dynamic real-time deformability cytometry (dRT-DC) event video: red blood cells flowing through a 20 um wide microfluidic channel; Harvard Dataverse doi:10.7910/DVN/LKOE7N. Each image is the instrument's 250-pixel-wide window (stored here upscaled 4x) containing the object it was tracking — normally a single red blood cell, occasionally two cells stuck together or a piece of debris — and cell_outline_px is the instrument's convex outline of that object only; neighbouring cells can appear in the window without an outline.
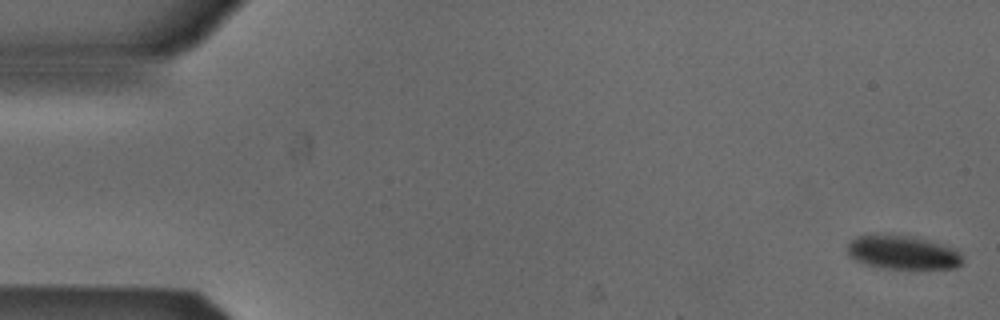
{"species": "Egyptian fruit bat (a non-hibernating species)", "species_latin": "Rousettus aegyptiacus", "temperature_condition": "cold", "stored_images_in_passage": 53, "camera_frame_rate_fps": 3000, "um_per_image_px": 0.085, "animal": {"sex": "male"}, "frame": {"image": 1, "passage_image": 1, "time_ms": 0.0, "image_size_px": [1000, 320], "cell_outline_px": [[964, 260], [956, 268], [884, 268], [868, 264], [856, 260], [848, 256], [848, 244], [856, 236], [908, 236], [928, 240], [956, 248], [960, 252]], "centroid_in_image_um": [76.79, 21.47], "position_along_channel_um": 8.2, "area_um2": 22.14}}
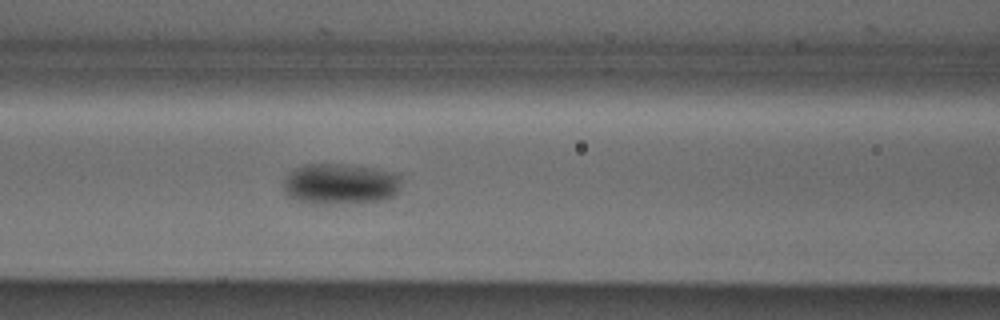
{"frame": {"image": 2, "passage_image": 22, "time_ms": 7.0, "image_size_px": [1000, 320], "cell_outline_px": [[400, 184], [396, 196], [384, 200], [332, 204], [308, 204], [296, 200], [288, 196], [284, 192], [284, 180], [296, 168], [304, 164], [344, 164], [372, 168], [396, 172], [400, 176]], "centroid_in_image_um": [28.94, 15.65], "position_along_channel_um": 137.7, "area_um2": 28.32}}
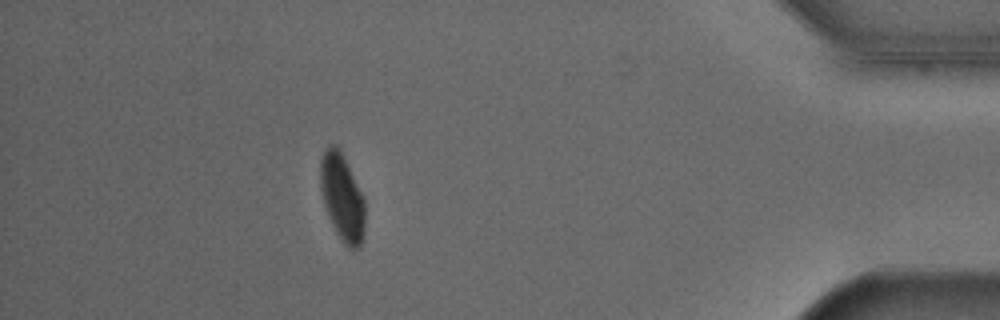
{"frame": {"image": 3, "passage_image": 47, "time_ms": 15.333, "image_size_px": [1000, 320], "cell_outline_px": [[364, 236], [360, 248], [348, 248], [344, 244], [336, 232], [332, 224], [324, 204], [320, 188], [320, 160], [324, 152], [332, 144], [336, 144], [364, 200]], "centroid_in_image_um": [29.07, 16.84], "position_along_channel_um": 406.1, "area_um2": 21.96}, "authors_computed_cell_mechanics": {"area_um2": 24.7962, "velocity_mm_per_s": 3.862, "shape_relaxation_time_tau1_ms": 4.024, "shape_relaxation_time_tau2_ms": null, "deformation_change_tau1": 0.0873, "deformation_change_tau2": null}}